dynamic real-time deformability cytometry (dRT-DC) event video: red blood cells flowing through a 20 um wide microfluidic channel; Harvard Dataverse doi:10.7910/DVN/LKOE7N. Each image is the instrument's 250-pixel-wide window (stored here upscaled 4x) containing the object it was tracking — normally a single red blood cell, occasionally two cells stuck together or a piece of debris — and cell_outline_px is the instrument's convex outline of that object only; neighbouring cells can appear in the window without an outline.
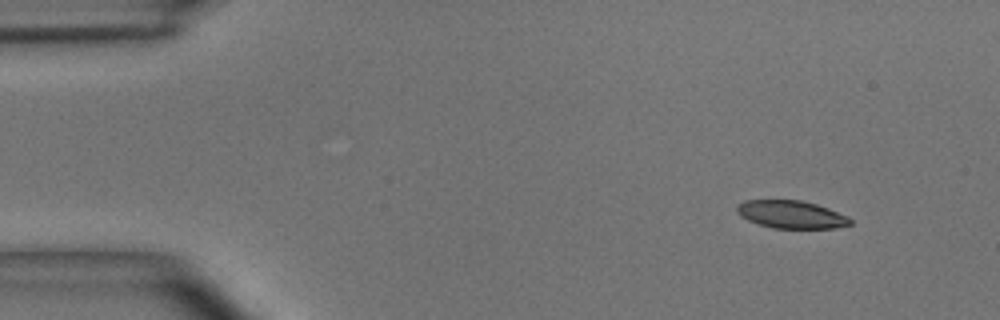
{"species": "common noctule bat (a hibernating species)", "species_latin": "Nyctalus noctula", "temperature_condition": "room temperature", "stored_images_in_passage": 4, "camera_frame_rate_fps": 3000, "um_per_image_px": 0.085, "animal": {"sex": "male", "body_mass_g": 15.6}, "frame": {"image": 1, "passage_image": 1, "time_ms": 0.0, "image_size_px": [1000, 320], "cell_outline_px": [[852, 224], [836, 228], [772, 228], [748, 220], [740, 216], [736, 212], [736, 208], [744, 200], [800, 200], [816, 204], [828, 208], [848, 216], [852, 220]], "centroid_in_image_um": [67.27, 18.23], "position_along_channel_um": 17.7, "area_um2": 18.32}}